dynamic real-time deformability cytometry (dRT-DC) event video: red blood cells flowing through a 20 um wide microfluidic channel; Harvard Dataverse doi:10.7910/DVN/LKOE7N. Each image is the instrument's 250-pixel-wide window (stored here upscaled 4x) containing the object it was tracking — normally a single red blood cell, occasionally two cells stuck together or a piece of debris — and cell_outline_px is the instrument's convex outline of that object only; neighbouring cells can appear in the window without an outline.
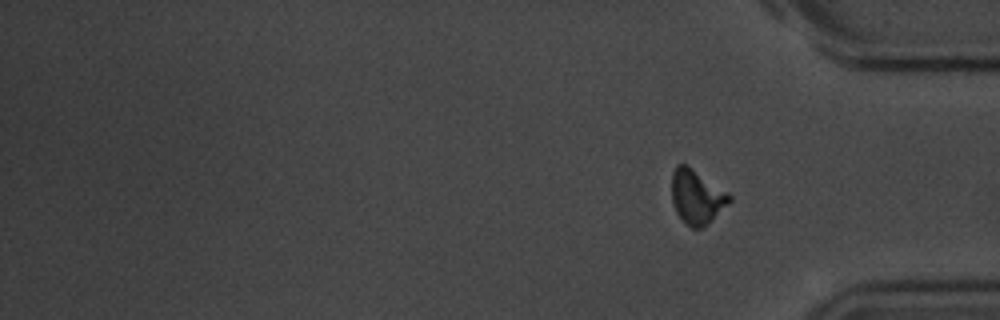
{"species": "common noctule bat (a hibernating species)", "species_latin": "Nyctalus noctula", "temperature_condition": "room temperature", "stored_images_in_passage": 14, "camera_frame_rate_fps": 3000, "um_per_image_px": 0.085, "animal": {"sex": "male", "body_mass_g": 20.1, "forearm_length_mm": 53.5}, "frame": {"image": 1, "passage_image": 14, "time_ms": 15.667, "image_size_px": [1000, 320], "cell_outline_px": [[732, 200], [708, 224], [700, 228], [692, 228], [676, 212], [672, 200], [672, 172], [676, 164], [688, 164], [728, 192], [732, 196]], "centroid_in_image_um": [59.23, 16.69], "position_along_channel_um": 376.0, "area_um2": 18.26}}